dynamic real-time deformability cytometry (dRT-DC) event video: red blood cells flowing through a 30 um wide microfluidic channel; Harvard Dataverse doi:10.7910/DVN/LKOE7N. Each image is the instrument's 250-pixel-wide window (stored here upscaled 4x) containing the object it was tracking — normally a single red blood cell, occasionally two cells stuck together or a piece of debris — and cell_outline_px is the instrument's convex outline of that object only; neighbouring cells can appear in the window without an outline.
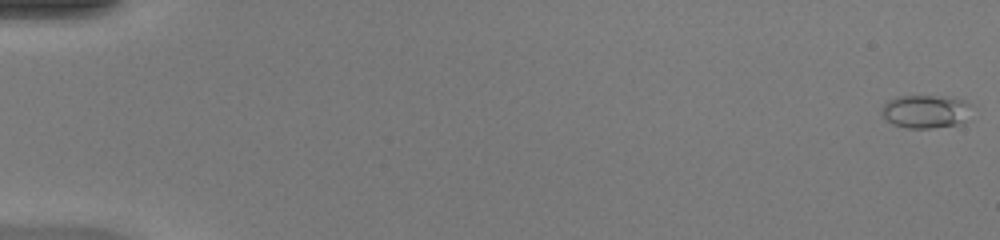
{"species": "common noctule bat (a hibernating species)", "species_latin": "Nyctalus noctula", "temperature_condition": "warm", "stored_images_in_passage": 50, "camera_frame_rate_fps": 3000, "um_per_image_px": 0.085, "animal": {"sex": "female", "body_mass_g": 20.0, "forearm_length_mm": 54.0}, "frame": {"image": 1, "passage_image": 1, "time_ms": 0.0, "image_size_px": [1000, 240], "cell_outline_px": [[968, 104], [964, 120], [956, 124], [928, 128], [908, 128], [892, 124], [884, 120], [880, 112], [884, 104], [888, 100], [896, 96], [932, 96], [964, 100]], "centroid_in_image_um": [78.52, 9.48], "position_along_channel_um": 6.5, "area_um2": 16.94}}
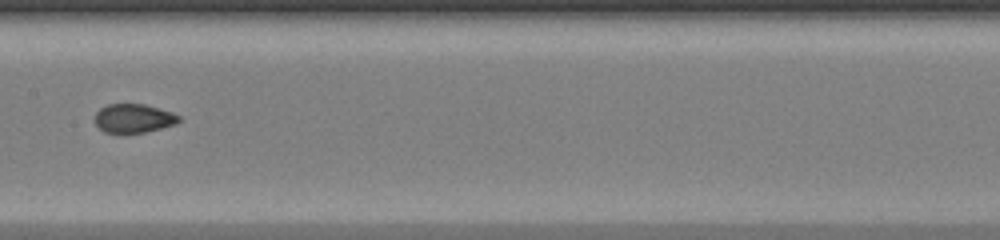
{"frame": {"image": 2, "passage_image": 27, "time_ms": 8.667, "image_size_px": [1000, 240], "cell_outline_px": [[180, 120], [176, 124], [144, 132], [104, 132], [92, 120], [96, 112], [100, 108], [108, 104], [144, 104], [172, 112], [180, 116]], "centroid_in_image_um": [11.33, 10.04], "position_along_channel_um": 196.1, "area_um2": 14.05}}
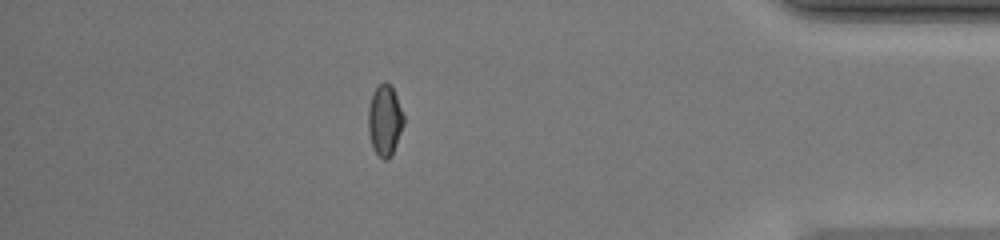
{"frame": {"image": 3, "passage_image": 44, "time_ms": 14.333, "image_size_px": [1000, 240], "cell_outline_px": [[404, 124], [392, 156], [388, 160], [384, 160], [372, 148], [368, 132], [368, 108], [372, 92], [384, 80], [392, 88], [396, 96], [404, 116]], "centroid_in_image_um": [32.69, 10.25], "position_along_channel_um": 402.5, "area_um2": 14.74}}